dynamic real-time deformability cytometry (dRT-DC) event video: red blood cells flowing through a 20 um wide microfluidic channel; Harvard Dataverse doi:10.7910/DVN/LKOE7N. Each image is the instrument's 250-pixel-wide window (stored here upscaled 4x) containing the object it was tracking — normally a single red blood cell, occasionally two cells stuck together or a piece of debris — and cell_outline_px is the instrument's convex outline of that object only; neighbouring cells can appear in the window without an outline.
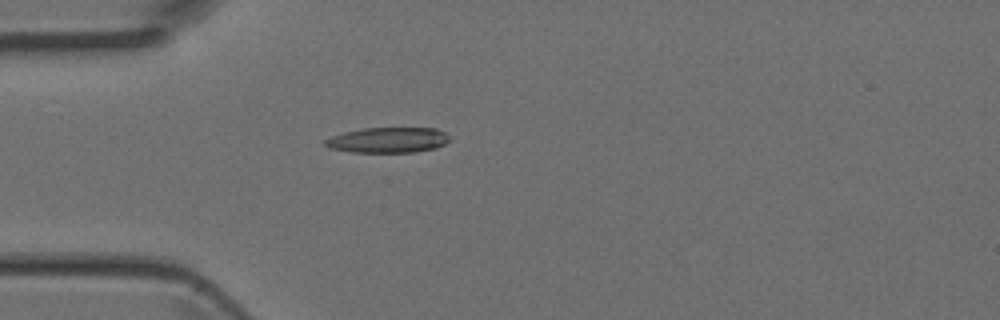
{"species": "Egyptian fruit bat (a non-hibernating species)", "species_latin": "Rousettus aegyptiacus", "temperature_condition": "room temperature", "stored_images_in_passage": 1, "camera_frame_rate_fps": 3000, "um_per_image_px": 0.085, "animal": {"sex": "female"}, "frame": {"image": 1, "passage_image": 1, "time_ms": 0.0, "image_size_px": [1000, 320], "cell_outline_px": [[452, 140], [436, 148], [412, 152], [352, 152], [328, 148], [324, 144], [324, 140], [332, 136], [344, 132], [364, 128], [436, 128], [444, 132]], "centroid_in_image_um": [32.98, 11.9], "position_along_channel_um": 52.0, "area_um2": 18.44}}